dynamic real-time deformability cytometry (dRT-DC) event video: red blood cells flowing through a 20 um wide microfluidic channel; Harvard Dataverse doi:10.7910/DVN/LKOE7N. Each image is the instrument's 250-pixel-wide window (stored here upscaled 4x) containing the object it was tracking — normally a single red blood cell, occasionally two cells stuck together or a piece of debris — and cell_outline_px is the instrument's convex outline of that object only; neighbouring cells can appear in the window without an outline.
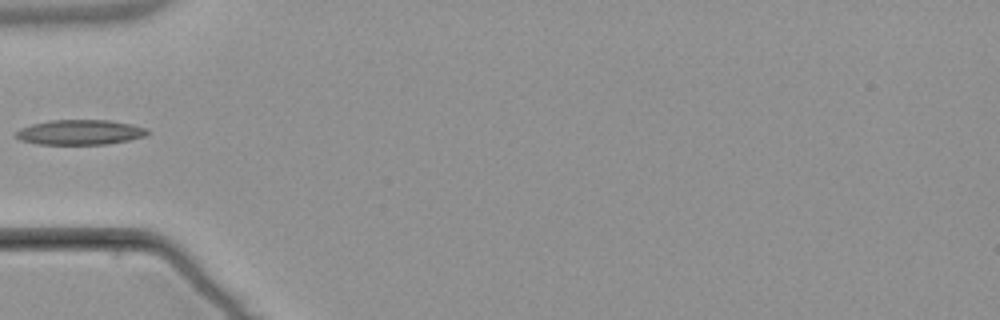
{"species": "common noctule bat (a hibernating species)", "species_latin": "Nyctalus noctula", "temperature_condition": "warm", "stored_images_in_passage": 6, "camera_frame_rate_fps": 3000, "um_per_image_px": 0.085, "animal": {"sex": "male", "body_mass_g": 21.5, "forearm_length_mm": 52.0}, "frame": {"image": 1, "passage_image": 5, "time_ms": 5.667, "image_size_px": [1000, 320], "cell_outline_px": [[148, 132], [144, 136], [128, 140], [108, 144], [36, 144], [20, 140], [16, 136], [16, 132], [20, 128], [32, 124], [52, 120], [108, 120], [132, 124], [144, 128]], "centroid_in_image_um": [6.76, 11.24], "position_along_channel_um": 78.2, "area_um2": 18.96}}
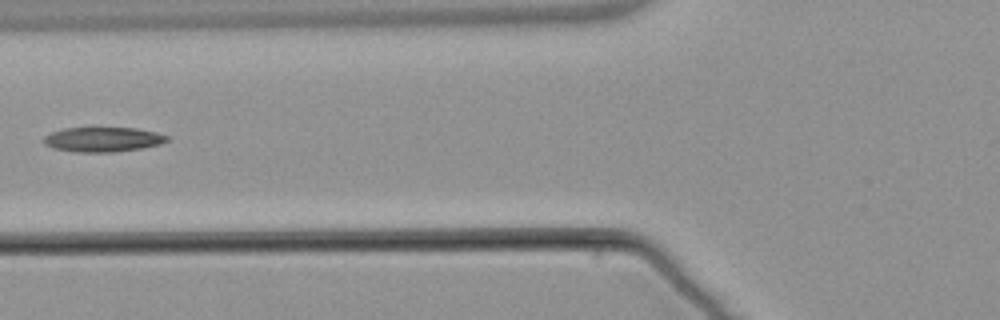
{"frame": {"image": 2, "passage_image": 6, "time_ms": 6.667, "image_size_px": [1000, 320], "cell_outline_px": [[168, 140], [160, 144], [144, 148], [112, 152], [76, 152], [52, 148], [44, 144], [44, 136], [52, 132], [64, 128], [136, 128], [156, 132], [168, 136]], "centroid_in_image_um": [8.74, 11.86], "position_along_channel_um": 117.1, "area_um2": 17.74}}